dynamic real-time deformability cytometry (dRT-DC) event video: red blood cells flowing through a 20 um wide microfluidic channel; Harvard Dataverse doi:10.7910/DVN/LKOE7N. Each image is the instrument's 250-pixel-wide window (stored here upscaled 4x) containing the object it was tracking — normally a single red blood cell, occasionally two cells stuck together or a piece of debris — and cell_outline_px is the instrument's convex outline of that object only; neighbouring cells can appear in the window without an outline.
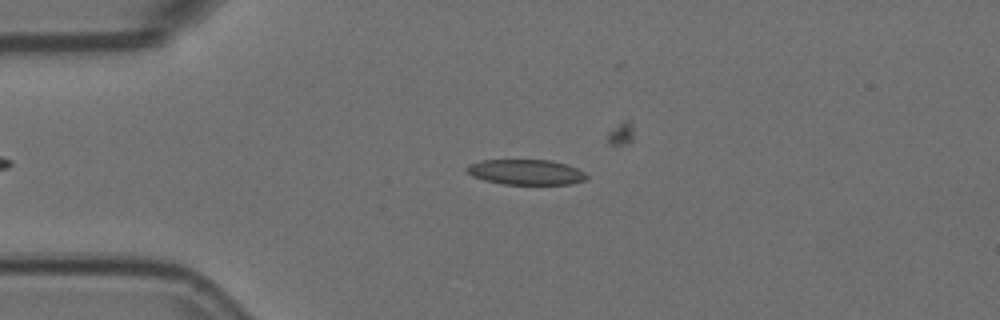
{"species": "Egyptian fruit bat (a non-hibernating species)", "species_latin": "Rousettus aegyptiacus", "temperature_condition": "room temperature", "stored_images_in_passage": 44, "camera_frame_rate_fps": 3000, "um_per_image_px": 0.085, "animal": {"sex": "female"}, "frame": {"image": 1, "passage_image": 12, "time_ms": 3.667, "image_size_px": [1000, 320], "cell_outline_px": [[588, 176], [584, 180], [572, 184], [504, 184], [484, 180], [472, 176], [464, 168], [468, 164], [484, 160], [548, 160], [564, 164], [576, 168], [584, 172]], "centroid_in_image_um": [44.67, 14.63], "position_along_channel_um": 40.3, "area_um2": 17.51}}
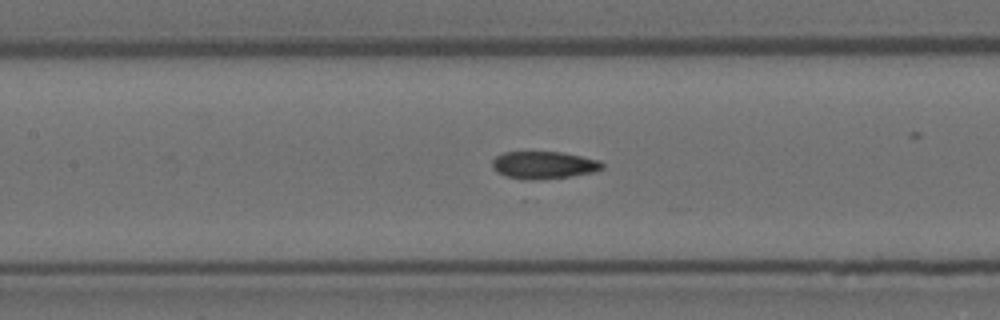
{"frame": {"image": 2, "passage_image": 24, "time_ms": 7.667, "image_size_px": [1000, 320], "cell_outline_px": [[604, 168], [596, 172], [540, 180], [532, 180], [504, 176], [496, 172], [492, 168], [492, 160], [496, 156], [504, 152], [560, 152], [600, 160], [604, 164]], "centroid_in_image_um": [46.21, 14.03], "position_along_channel_um": 161.2, "area_um2": 17.69}}
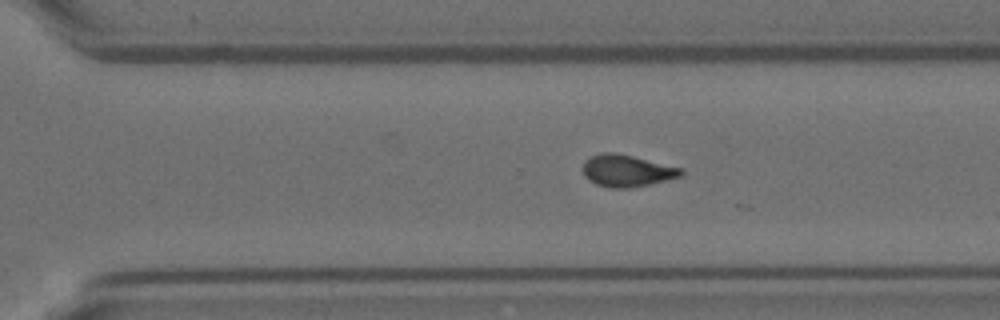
{"frame": {"image": 3, "passage_image": 37, "time_ms": 12.0, "image_size_px": [1000, 320], "cell_outline_px": [[684, 172], [680, 176], [632, 188], [608, 188], [596, 184], [588, 180], [584, 176], [584, 164], [592, 156], [604, 152], [616, 152], [684, 168]], "centroid_in_image_um": [53.3, 14.51], "position_along_channel_um": 317.3, "area_um2": 18.15}}